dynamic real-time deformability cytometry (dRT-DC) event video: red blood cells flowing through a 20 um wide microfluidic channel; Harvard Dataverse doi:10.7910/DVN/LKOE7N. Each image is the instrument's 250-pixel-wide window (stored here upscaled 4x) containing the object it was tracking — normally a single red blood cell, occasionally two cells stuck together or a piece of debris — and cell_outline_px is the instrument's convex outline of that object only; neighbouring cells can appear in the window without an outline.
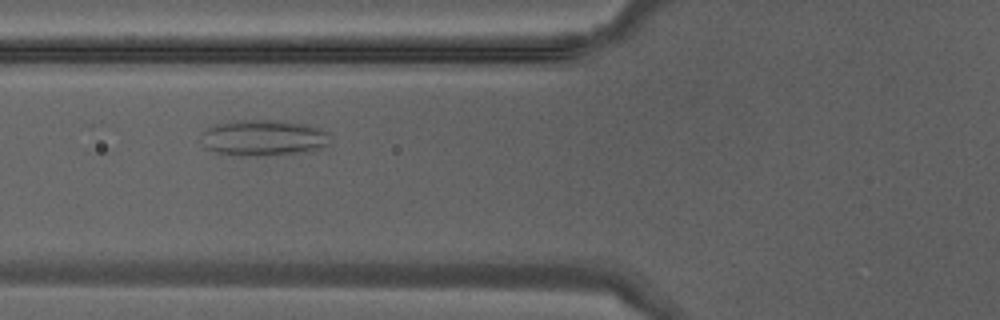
{"species": "Egyptian fruit bat (a non-hibernating species)", "species_latin": "Rousettus aegyptiacus", "temperature_condition": "warm", "stored_images_in_passage": 33, "camera_frame_rate_fps": 3000, "um_per_image_px": 0.085, "animal": {"sex": "male"}, "frame": {"image": 1, "passage_image": 10, "time_ms": 3.0, "image_size_px": [1000, 320], "cell_outline_px": [[332, 140], [328, 144], [320, 148], [308, 152], [260, 156], [240, 156], [216, 152], [208, 148], [200, 140], [200, 132], [212, 124], [236, 120], [276, 120], [308, 124], [320, 128], [328, 132]], "centroid_in_image_um": [22.39, 11.71], "position_along_channel_um": 103.4, "area_um2": 27.69}}